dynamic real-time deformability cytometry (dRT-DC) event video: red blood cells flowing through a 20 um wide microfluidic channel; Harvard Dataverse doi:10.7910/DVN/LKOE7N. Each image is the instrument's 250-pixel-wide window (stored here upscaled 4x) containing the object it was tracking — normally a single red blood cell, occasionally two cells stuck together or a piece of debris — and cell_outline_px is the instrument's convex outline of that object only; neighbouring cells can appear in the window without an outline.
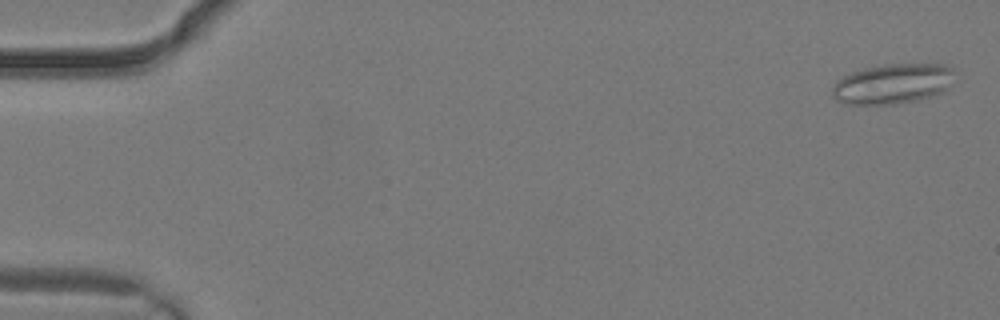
{"species": "common noctule bat (a hibernating species)", "species_latin": "Nyctalus noctula", "temperature_condition": "warm", "stored_images_in_passage": 3, "camera_frame_rate_fps": 3000, "um_per_image_px": 0.085, "animal": {"sex": "male", "body_mass_g": 19.2, "forearm_length_mm": 51.8}, "frame": {"image": 1, "passage_image": 1, "time_ms": 0.0, "image_size_px": [1000, 320], "cell_outline_px": [[952, 72], [948, 88], [944, 92], [916, 100], [896, 104], [844, 104], [836, 100], [832, 96], [832, 88], [836, 80], [852, 72], [864, 68], [884, 64], [944, 64], [952, 68]], "centroid_in_image_um": [75.83, 7.12], "position_along_channel_um": 9.2, "area_um2": 28.5}}